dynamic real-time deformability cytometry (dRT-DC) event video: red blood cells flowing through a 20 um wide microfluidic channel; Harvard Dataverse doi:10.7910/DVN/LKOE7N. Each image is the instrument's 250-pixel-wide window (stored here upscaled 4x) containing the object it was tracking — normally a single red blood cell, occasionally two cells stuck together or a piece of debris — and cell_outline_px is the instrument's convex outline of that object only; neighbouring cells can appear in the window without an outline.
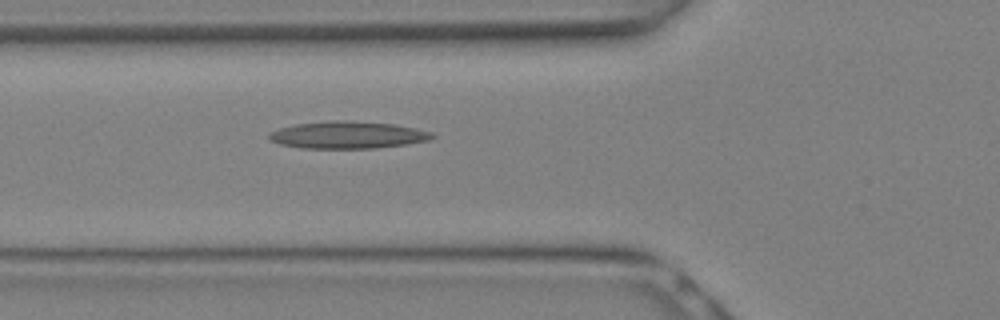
{"species": "Egyptian fruit bat (a non-hibernating species)", "species_latin": "Rousettus aegyptiacus", "temperature_condition": "warm", "stored_images_in_passage": 3, "camera_frame_rate_fps": 3000, "um_per_image_px": 0.085, "animal": {"sex": "female"}, "frame": {"image": 1, "passage_image": 3, "time_ms": 0.667, "image_size_px": [1000, 320], "cell_outline_px": [[436, 136], [428, 140], [404, 144], [376, 148], [300, 148], [280, 144], [272, 140], [268, 136], [272, 132], [280, 128], [296, 124], [328, 120], [348, 120], [392, 124], [432, 132]], "centroid_in_image_um": [29.54, 11.47], "position_along_channel_um": 96.3, "area_um2": 25.55}}